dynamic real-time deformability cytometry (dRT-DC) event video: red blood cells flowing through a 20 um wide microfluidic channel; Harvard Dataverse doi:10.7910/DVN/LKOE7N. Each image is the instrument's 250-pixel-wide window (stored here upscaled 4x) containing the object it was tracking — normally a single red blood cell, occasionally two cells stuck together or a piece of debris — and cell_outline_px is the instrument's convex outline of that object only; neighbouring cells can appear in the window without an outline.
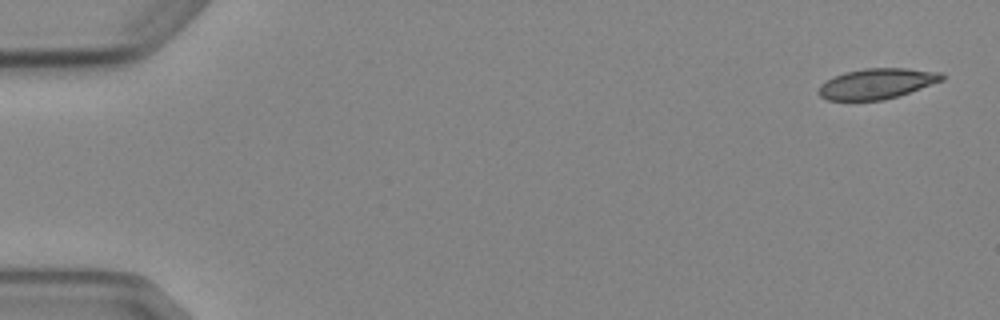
{"species": "Egyptian fruit bat (a non-hibernating species)", "species_latin": "Rousettus aegyptiacus", "temperature_condition": "cold", "stored_images_in_passage": 5, "camera_frame_rate_fps": 3000, "um_per_image_px": 0.085, "animal": {"sex": "female"}, "frame": {"image": 1, "passage_image": 1, "time_ms": 0.0, "image_size_px": [1000, 320], "cell_outline_px": [[944, 80], [900, 96], [884, 100], [828, 100], [820, 96], [816, 92], [820, 84], [832, 76], [844, 72], [864, 68], [908, 68], [944, 72]], "centroid_in_image_um": [74.54, 7.1], "position_along_channel_um": 10.5, "area_um2": 22.31}}
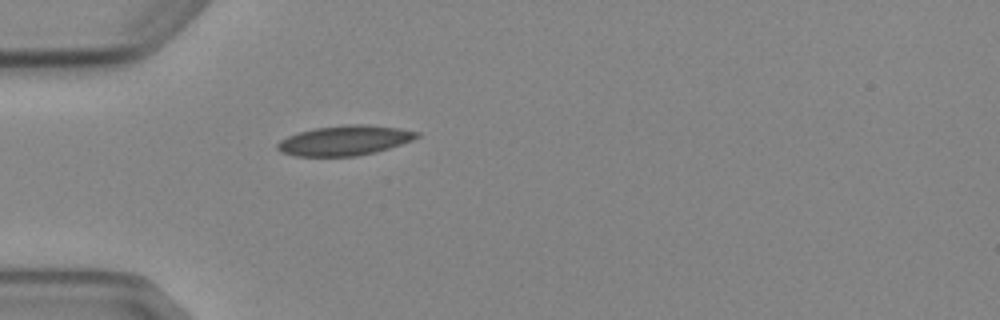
{"frame": {"image": 2, "passage_image": 5, "time_ms": 4.667, "image_size_px": [1000, 320], "cell_outline_px": [[420, 136], [412, 140], [388, 148], [356, 156], [296, 156], [280, 152], [276, 148], [276, 144], [280, 140], [288, 136], [300, 132], [316, 128], [348, 124], [364, 124], [400, 128], [420, 132]], "centroid_in_image_um": [29.28, 11.93], "position_along_channel_um": 55.7, "area_um2": 24.1}}